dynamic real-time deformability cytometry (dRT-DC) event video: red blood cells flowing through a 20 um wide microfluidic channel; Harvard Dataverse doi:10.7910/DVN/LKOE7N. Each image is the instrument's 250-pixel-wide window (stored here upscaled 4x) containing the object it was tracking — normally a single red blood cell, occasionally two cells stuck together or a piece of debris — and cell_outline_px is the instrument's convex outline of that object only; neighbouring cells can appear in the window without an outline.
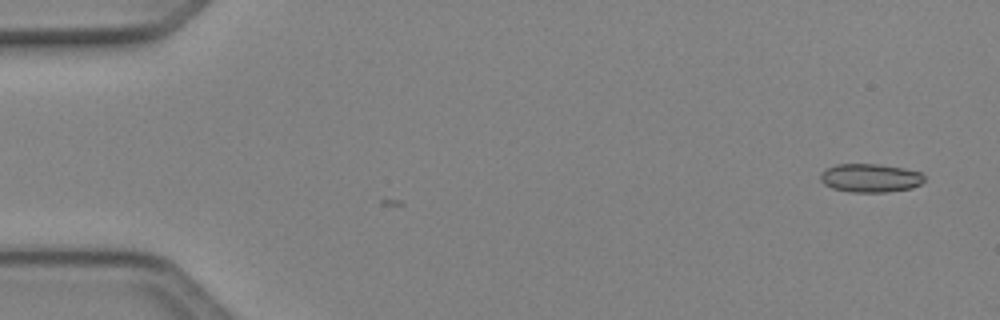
{"species": "Egyptian fruit bat (a non-hibernating species)", "species_latin": "Rousettus aegyptiacus", "temperature_condition": "cold", "stored_images_in_passage": 2, "camera_frame_rate_fps": 3000, "um_per_image_px": 0.085, "animal": {"sex": "female"}, "frame": {"image": 1, "passage_image": 2, "time_ms": 0.333, "image_size_px": [1000, 320], "cell_outline_px": [[924, 180], [920, 184], [912, 188], [888, 192], [848, 192], [832, 188], [824, 184], [820, 180], [820, 172], [836, 164], [880, 164], [904, 168], [924, 172]], "centroid_in_image_um": [73.99, 15.13], "position_along_channel_um": 11.0, "area_um2": 17.51}}